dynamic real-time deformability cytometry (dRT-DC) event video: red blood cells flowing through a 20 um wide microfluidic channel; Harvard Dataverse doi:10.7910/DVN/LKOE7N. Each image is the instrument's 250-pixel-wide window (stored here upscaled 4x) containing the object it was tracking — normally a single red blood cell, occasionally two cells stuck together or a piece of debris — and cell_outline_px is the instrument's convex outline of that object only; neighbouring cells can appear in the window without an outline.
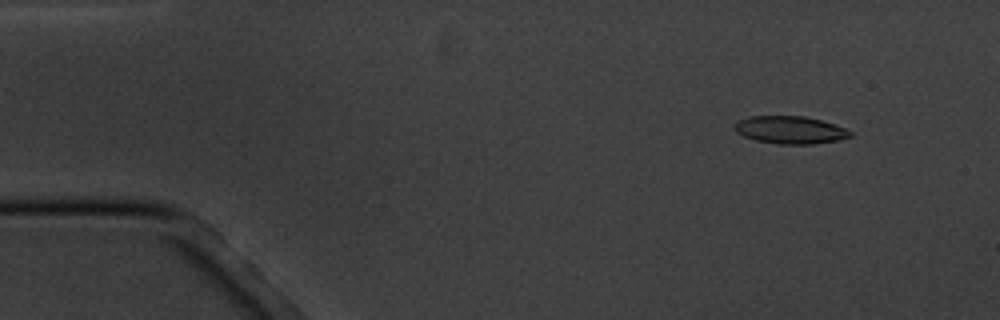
{"species": "common noctule bat (a hibernating species)", "species_latin": "Nyctalus noctula", "temperature_condition": "cold", "stored_images_in_passage": 5, "camera_frame_rate_fps": 3000, "um_per_image_px": 0.085, "animal": {"sex": "male", "body_mass_g": 20.1, "forearm_length_mm": 53.5}, "frame": {"image": 1, "passage_image": 2, "time_ms": 1.333, "image_size_px": [1000, 320], "cell_outline_px": [[852, 136], [840, 140], [812, 144], [780, 144], [756, 140], [744, 136], [736, 132], [732, 128], [732, 124], [736, 120], [752, 116], [804, 116], [836, 124], [852, 132]], "centroid_in_image_um": [67.14, 11.04], "position_along_channel_um": 17.9, "area_um2": 18.79}}
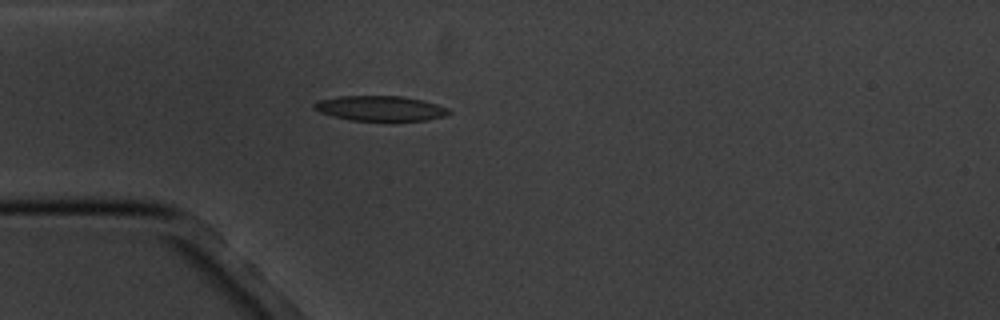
{"frame": {"image": 2, "passage_image": 5, "time_ms": 4.667, "image_size_px": [1000, 320], "cell_outline_px": [[452, 112], [444, 116], [428, 120], [348, 120], [332, 116], [320, 112], [312, 108], [312, 104], [320, 100], [340, 96], [404, 96], [424, 100], [448, 108]], "centroid_in_image_um": [32.32, 9.2], "position_along_channel_um": 52.7, "area_um2": 19.65}}